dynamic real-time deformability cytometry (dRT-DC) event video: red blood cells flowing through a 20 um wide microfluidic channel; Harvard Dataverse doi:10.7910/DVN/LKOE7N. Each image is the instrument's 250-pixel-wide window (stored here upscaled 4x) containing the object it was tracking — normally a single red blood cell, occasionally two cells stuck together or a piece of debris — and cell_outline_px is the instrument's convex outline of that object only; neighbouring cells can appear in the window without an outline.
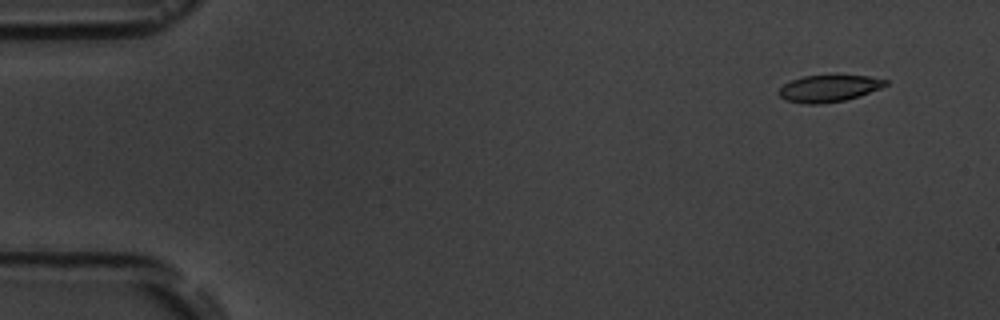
{"species": "common noctule bat (a hibernating species)", "species_latin": "Nyctalus noctula", "temperature_condition": "room temperature", "stored_images_in_passage": 5, "camera_frame_rate_fps": 3000, "um_per_image_px": 0.085, "animal": {"sex": "male", "body_mass_g": 19.5, "forearm_length_mm": 54.6}, "frame": {"image": 1, "passage_image": 1, "time_ms": 0.0, "image_size_px": [1000, 320], "cell_outline_px": [[888, 84], [880, 88], [860, 96], [844, 100], [820, 104], [804, 104], [784, 100], [776, 92], [784, 84], [792, 80], [804, 76], [868, 76], [888, 80]], "centroid_in_image_um": [70.42, 7.53], "position_along_channel_um": 14.6, "area_um2": 16.59}}
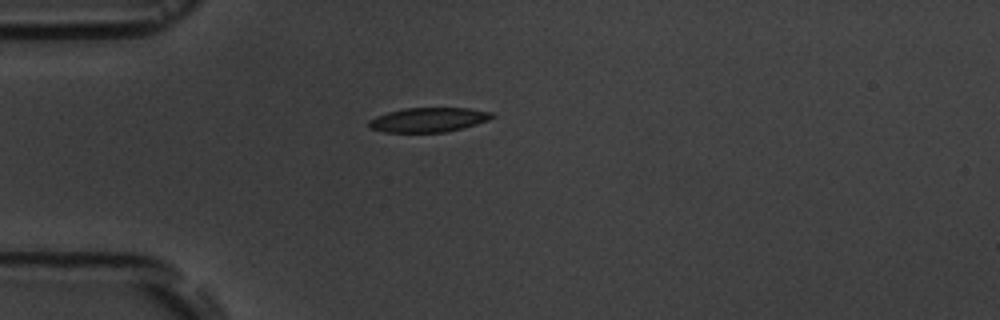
{"frame": {"image": 2, "passage_image": 4, "time_ms": 3.667, "image_size_px": [1000, 320], "cell_outline_px": [[496, 116], [488, 120], [476, 124], [444, 132], [384, 132], [372, 128], [368, 124], [368, 120], [376, 116], [388, 112], [404, 108], [468, 108], [492, 112]], "centroid_in_image_um": [36.42, 10.17], "position_along_channel_um": 48.6, "area_um2": 17.4}}